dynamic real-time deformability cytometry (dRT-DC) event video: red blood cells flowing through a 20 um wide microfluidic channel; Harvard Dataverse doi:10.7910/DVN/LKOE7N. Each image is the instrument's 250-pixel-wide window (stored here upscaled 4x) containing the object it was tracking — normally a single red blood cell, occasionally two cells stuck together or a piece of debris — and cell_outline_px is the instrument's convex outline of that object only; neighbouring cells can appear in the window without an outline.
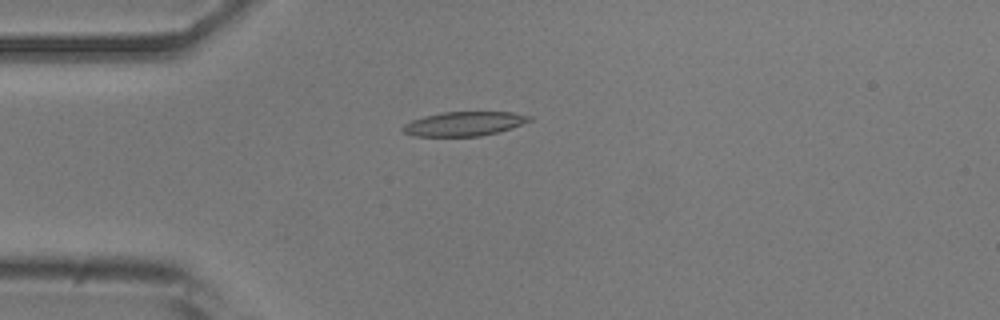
{"species": "common noctule bat (a hibernating species)", "species_latin": "Nyctalus noctula", "temperature_condition": "room temperature", "stored_images_in_passage": 4, "camera_frame_rate_fps": 3000, "um_per_image_px": 0.085, "animal": {"sex": "male", "body_mass_g": 20.5, "forearm_length_mm": 52.5}, "frame": {"image": 1, "passage_image": 4, "time_ms": 1.0, "image_size_px": [1000, 320], "cell_outline_px": [[532, 120], [512, 128], [480, 136], [412, 136], [404, 132], [400, 128], [404, 124], [412, 120], [424, 116], [444, 112], [512, 112], [532, 116]], "centroid_in_image_um": [39.44, 10.52], "position_along_channel_um": 45.6, "area_um2": 17.86}}